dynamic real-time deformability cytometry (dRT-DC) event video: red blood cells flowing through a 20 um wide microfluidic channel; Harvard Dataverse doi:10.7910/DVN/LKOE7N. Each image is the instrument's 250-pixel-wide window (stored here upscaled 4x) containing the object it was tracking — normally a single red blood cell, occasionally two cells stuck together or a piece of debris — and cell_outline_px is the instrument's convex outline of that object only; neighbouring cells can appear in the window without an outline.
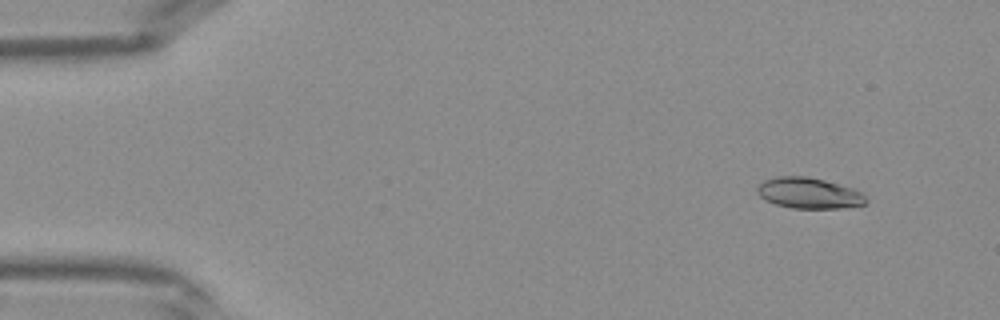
{"species": "Egyptian fruit bat (a non-hibernating species)", "species_latin": "Rousettus aegyptiacus", "temperature_condition": "warm", "stored_images_in_passage": 40, "camera_frame_rate_fps": 3000, "um_per_image_px": 0.085, "frame": {"image": 1, "passage_image": 3, "time_ms": 0.667, "image_size_px": [1000, 320], "cell_outline_px": [[868, 204], [840, 208], [792, 208], [776, 204], [764, 200], [756, 192], [756, 184], [764, 180], [776, 176], [808, 176], [824, 180], [852, 188], [864, 192], [868, 200]], "centroid_in_image_um": [68.75, 16.41], "position_along_channel_um": 16.2, "area_um2": 19.88}}
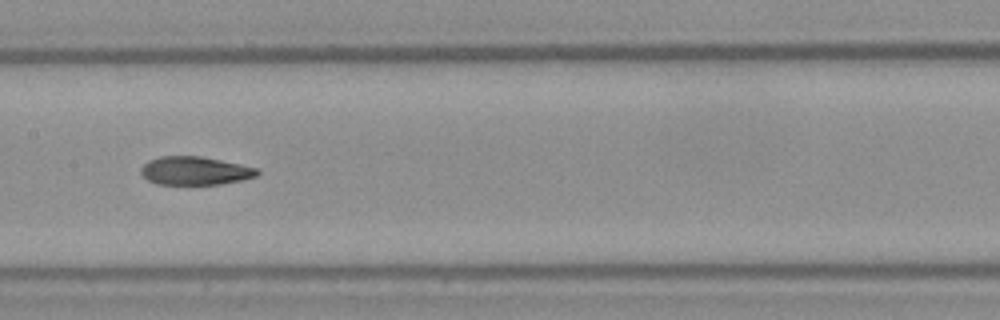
{"frame": {"image": 2, "passage_image": 20, "time_ms": 6.333, "image_size_px": [1000, 320], "cell_outline_px": [[260, 172], [256, 176], [240, 180], [220, 184], [156, 184], [148, 180], [140, 172], [140, 168], [148, 160], [160, 156], [200, 156], [240, 164], [256, 168]], "centroid_in_image_um": [16.53, 14.51], "position_along_channel_um": 190.9, "area_um2": 19.07}}
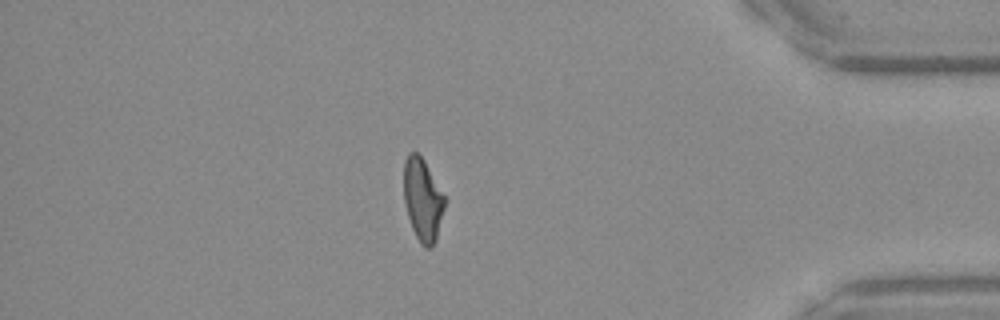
{"frame": {"image": 3, "passage_image": 35, "time_ms": 11.333, "image_size_px": [1000, 320], "cell_outline_px": [[444, 208], [436, 240], [428, 248], [424, 248], [420, 244], [412, 228], [404, 204], [404, 160], [408, 152], [416, 152], [424, 160], [444, 196]], "centroid_in_image_um": [35.9, 16.97], "position_along_channel_um": 399.3, "area_um2": 19.42}}